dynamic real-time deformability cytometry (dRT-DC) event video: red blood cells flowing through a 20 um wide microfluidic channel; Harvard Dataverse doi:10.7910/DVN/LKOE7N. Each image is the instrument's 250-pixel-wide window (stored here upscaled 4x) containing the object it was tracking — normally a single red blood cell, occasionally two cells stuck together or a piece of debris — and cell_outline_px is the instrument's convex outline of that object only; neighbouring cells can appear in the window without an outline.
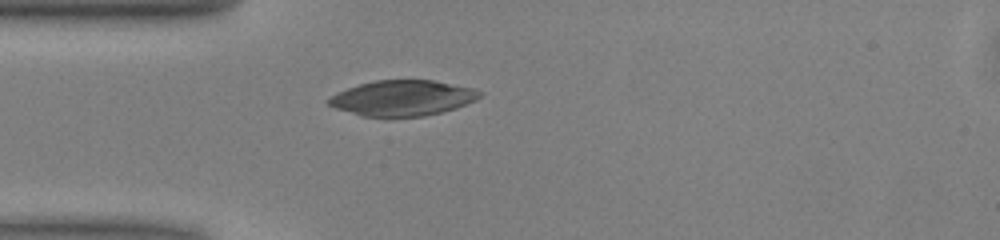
{"species": "common noctule bat (a hibernating species)", "species_latin": "Nyctalus noctula", "temperature_condition": "warm", "stored_images_in_passage": 32, "camera_frame_rate_fps": 3000, "um_per_image_px": 0.085, "animal": {"sex": "male", "body_mass_g": 13.0, "forearm_length_mm": 53.1}, "frame": {"image": 1, "passage_image": 1, "time_ms": 0.0, "image_size_px": [1000, 240], "cell_outline_px": [[484, 92], [476, 100], [456, 108], [424, 116], [360, 116], [336, 108], [328, 104], [328, 100], [336, 92], [360, 84], [376, 80], [432, 80], [476, 88]], "centroid_in_image_um": [34.25, 8.32], "position_along_channel_um": 50.7, "area_um2": 31.1}}
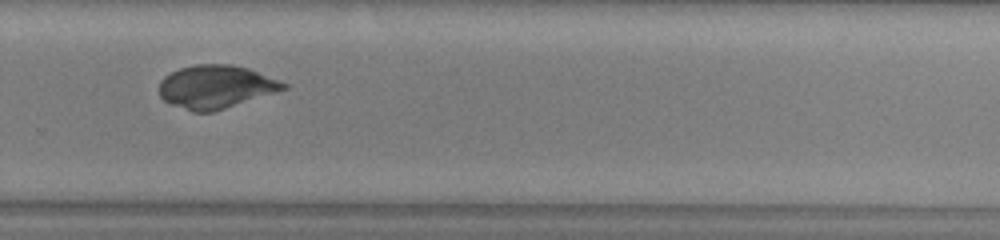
{"frame": {"image": 2, "passage_image": 21, "time_ms": 6.667, "image_size_px": [1000, 240], "cell_outline_px": [[288, 88], [212, 112], [192, 112], [172, 104], [164, 100], [160, 96], [160, 80], [164, 76], [180, 68], [196, 64], [232, 64], [248, 68], [288, 84]], "centroid_in_image_um": [18.33, 7.37], "position_along_channel_um": 311.5, "area_um2": 30.98}}
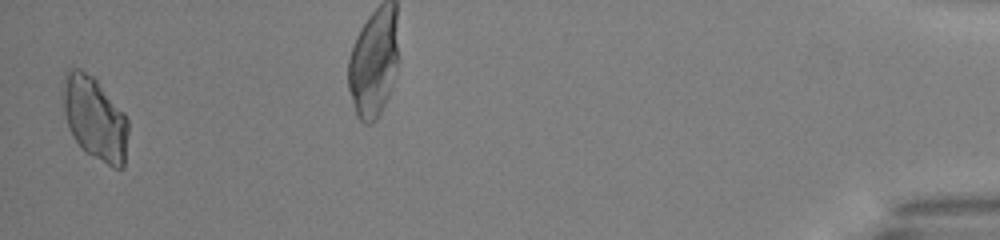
{"frame": {"image": 3, "passage_image": 32, "time_ms": 10.333, "image_size_px": [1000, 240], "cell_outline_px": [[128, 132], [124, 168], [112, 168], [92, 156], [72, 136], [68, 128], [64, 112], [64, 92], [68, 68], [80, 68], [96, 76], [124, 112], [128, 120]], "centroid_in_image_um": [8.11, 10.05], "position_along_channel_um": 427.1, "area_um2": 31.79}}